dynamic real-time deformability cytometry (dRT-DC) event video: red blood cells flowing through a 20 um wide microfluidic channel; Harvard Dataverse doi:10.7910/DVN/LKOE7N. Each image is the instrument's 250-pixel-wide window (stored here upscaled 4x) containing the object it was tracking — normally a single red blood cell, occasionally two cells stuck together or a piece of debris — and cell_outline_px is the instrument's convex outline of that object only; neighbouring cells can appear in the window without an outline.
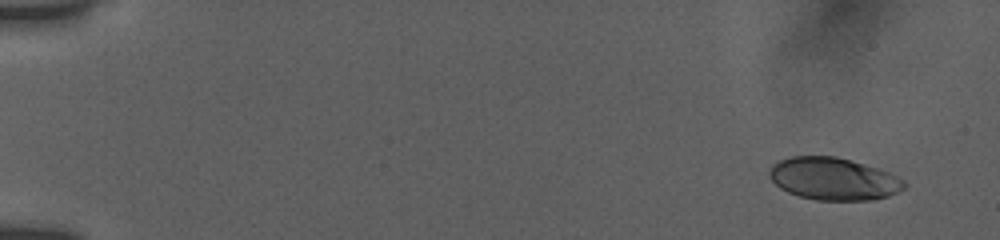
{"species": "human", "species_latin": "Homo sapiens", "temperature_condition": "room temperature", "stored_images_in_passage": 27, "camera_frame_rate_fps": 3000, "um_per_image_px": 0.085, "donor": {"sex": "female"}, "frame": {"image": 1, "passage_image": 2, "time_ms": 0.667, "image_size_px": [1000, 240], "cell_outline_px": [[908, 184], [904, 188], [888, 196], [872, 200], [816, 200], [800, 196], [788, 192], [780, 188], [768, 176], [768, 172], [772, 164], [780, 160], [792, 156], [836, 156], [876, 168], [888, 172], [904, 180]], "centroid_in_image_um": [70.83, 15.2], "position_along_channel_um": 14.2, "area_um2": 33.18}}
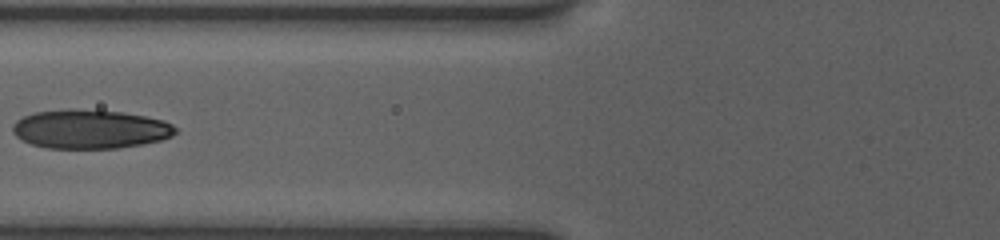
{"frame": {"image": 2, "passage_image": 16, "time_ms": 7.333, "image_size_px": [1000, 240], "cell_outline_px": [[176, 132], [172, 136], [160, 140], [144, 144], [116, 148], [48, 148], [32, 144], [16, 136], [12, 132], [12, 124], [16, 120], [24, 116], [36, 112], [68, 108], [72, 108], [124, 112], [164, 120], [172, 124], [176, 128]], "centroid_in_image_um": [7.66, 10.96], "position_along_channel_um": 118.1, "area_um2": 37.11}}
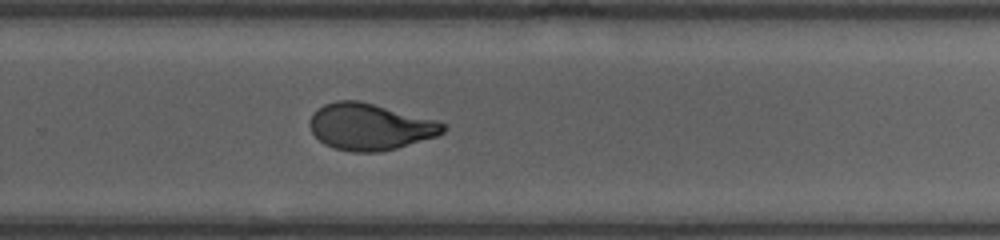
{"frame": {"image": 3, "passage_image": 27, "time_ms": 12.0, "image_size_px": [1000, 240], "cell_outline_px": [[448, 128], [444, 132], [436, 136], [396, 148], [380, 152], [352, 152], [332, 148], [324, 144], [312, 132], [308, 124], [312, 116], [324, 104], [336, 100], [360, 100], [436, 120], [448, 124]], "centroid_in_image_um": [31.47, 10.77], "position_along_channel_um": 298.3, "area_um2": 36.24}}